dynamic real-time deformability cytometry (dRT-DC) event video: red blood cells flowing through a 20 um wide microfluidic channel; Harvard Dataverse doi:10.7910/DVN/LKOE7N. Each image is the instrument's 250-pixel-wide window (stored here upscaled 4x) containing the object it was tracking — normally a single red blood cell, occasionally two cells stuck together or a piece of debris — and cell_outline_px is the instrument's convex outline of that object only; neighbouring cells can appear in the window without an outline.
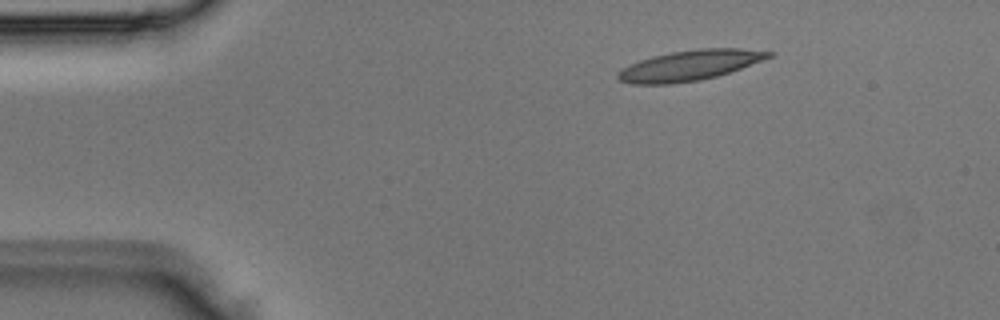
{"species": "Egyptian fruit bat (a non-hibernating species)", "species_latin": "Rousettus aegyptiacus", "temperature_condition": "room temperature", "stored_images_in_passage": 2, "camera_frame_rate_fps": 3000, "um_per_image_px": 0.085, "animal": {"sex": "male"}, "frame": {"image": 1, "passage_image": 1, "time_ms": 0.0, "image_size_px": [1000, 320], "cell_outline_px": [[776, 52], [772, 56], [740, 68], [716, 76], [700, 80], [672, 84], [632, 84], [620, 80], [616, 76], [628, 64], [652, 56], [672, 52], [700, 48], [740, 48]], "centroid_in_image_um": [58.62, 5.55], "position_along_channel_um": 26.4, "area_um2": 26.36}}